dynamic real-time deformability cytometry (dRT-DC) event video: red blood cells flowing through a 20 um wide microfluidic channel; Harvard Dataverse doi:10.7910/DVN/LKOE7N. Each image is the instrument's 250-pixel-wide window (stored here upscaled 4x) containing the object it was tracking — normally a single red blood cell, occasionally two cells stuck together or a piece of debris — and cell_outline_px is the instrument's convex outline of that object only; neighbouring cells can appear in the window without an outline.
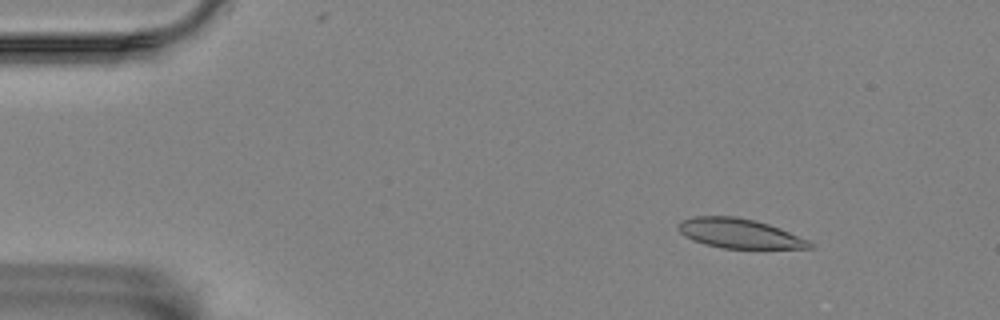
{"species": "Egyptian fruit bat (a non-hibernating species)", "species_latin": "Rousettus aegyptiacus", "temperature_condition": "room temperature", "stored_images_in_passage": 5, "camera_frame_rate_fps": 3000, "um_per_image_px": 0.085, "animal": {"sex": "female"}, "frame": {"image": 1, "passage_image": 2, "time_ms": 1.333, "image_size_px": [1000, 320], "cell_outline_px": [[812, 248], [720, 248], [704, 244], [692, 240], [684, 236], [676, 228], [676, 224], [680, 220], [692, 216], [736, 216], [756, 220], [780, 228], [808, 240], [812, 244]], "centroid_in_image_um": [62.76, 19.82], "position_along_channel_um": 22.2, "area_um2": 22.77}}